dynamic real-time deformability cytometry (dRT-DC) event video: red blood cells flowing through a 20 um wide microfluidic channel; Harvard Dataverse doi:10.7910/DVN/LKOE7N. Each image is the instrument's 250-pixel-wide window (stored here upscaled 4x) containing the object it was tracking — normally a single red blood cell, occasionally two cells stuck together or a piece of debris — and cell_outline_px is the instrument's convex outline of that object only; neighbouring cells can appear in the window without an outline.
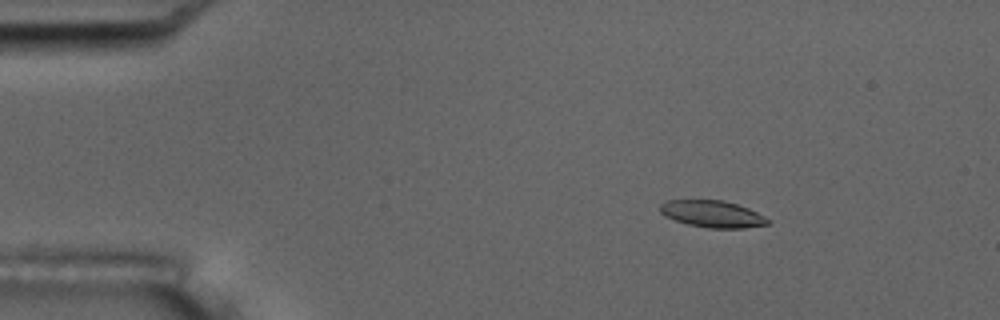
{"species": "common noctule bat (a hibernating species)", "species_latin": "Nyctalus noctula", "temperature_condition": "room temperature", "stored_images_in_passage": 8, "camera_frame_rate_fps": 3000, "um_per_image_px": 0.085, "animal": {"sex": "male", "body_mass_g": 17.5, "forearm_length_mm": 52.3}, "frame": {"image": 1, "passage_image": 3, "time_ms": 2.667, "image_size_px": [1000, 320], "cell_outline_px": [[772, 220], [768, 224], [744, 228], [708, 228], [688, 224], [664, 216], [660, 212], [660, 204], [668, 200], [724, 200], [748, 208]], "centroid_in_image_um": [60.56, 18.19], "position_along_channel_um": 24.4, "area_um2": 16.82}}
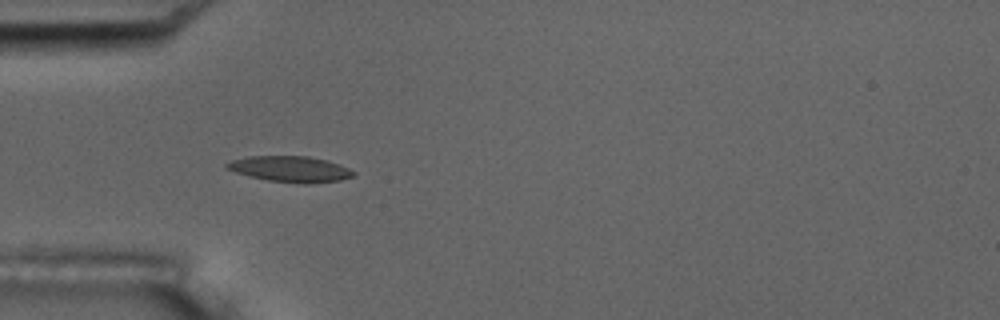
{"frame": {"image": 2, "passage_image": 6, "time_ms": 5.667, "image_size_px": [1000, 320], "cell_outline_px": [[356, 176], [340, 180], [304, 184], [268, 180], [248, 176], [224, 168], [224, 164], [232, 160], [248, 156], [308, 156], [328, 160], [348, 168], [356, 172]], "centroid_in_image_um": [24.67, 14.36], "position_along_channel_um": 60.3, "area_um2": 19.19}}